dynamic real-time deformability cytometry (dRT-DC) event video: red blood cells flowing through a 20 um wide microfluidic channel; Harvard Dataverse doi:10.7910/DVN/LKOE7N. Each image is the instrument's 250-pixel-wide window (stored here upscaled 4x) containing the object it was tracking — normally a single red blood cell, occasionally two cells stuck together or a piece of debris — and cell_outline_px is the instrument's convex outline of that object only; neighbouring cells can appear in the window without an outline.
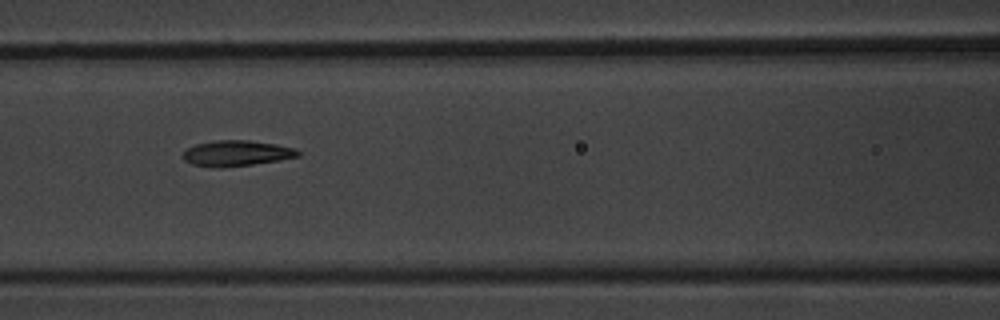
{"species": "common noctule bat (a hibernating species)", "species_latin": "Nyctalus noctula", "temperature_condition": "warm", "stored_images_in_passage": 7, "camera_frame_rate_fps": 3000, "um_per_image_px": 0.085, "animal": {"sex": "male", "body_mass_g": 20.1, "forearm_length_mm": 53.5}, "frame": {"image": 1, "passage_image": 7, "time_ms": 7.0, "image_size_px": [1000, 320], "cell_outline_px": [[300, 156], [252, 164], [192, 164], [184, 160], [184, 152], [188, 148], [196, 144], [216, 140], [248, 140], [276, 144], [296, 148], [300, 152]], "centroid_in_image_um": [20.19, 12.96], "position_along_channel_um": 146.4, "area_um2": 16.13}}